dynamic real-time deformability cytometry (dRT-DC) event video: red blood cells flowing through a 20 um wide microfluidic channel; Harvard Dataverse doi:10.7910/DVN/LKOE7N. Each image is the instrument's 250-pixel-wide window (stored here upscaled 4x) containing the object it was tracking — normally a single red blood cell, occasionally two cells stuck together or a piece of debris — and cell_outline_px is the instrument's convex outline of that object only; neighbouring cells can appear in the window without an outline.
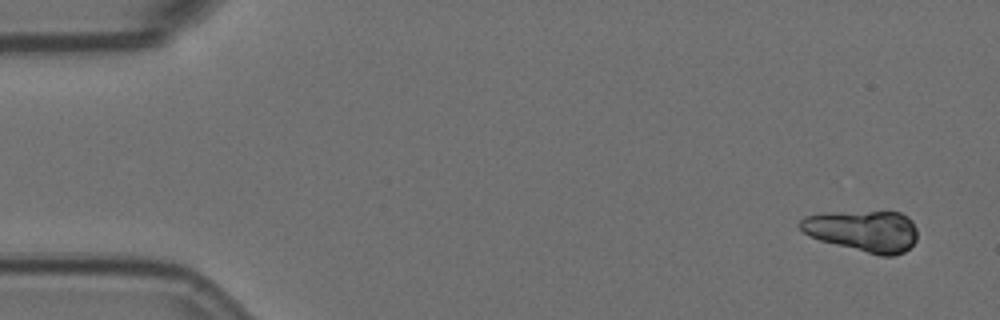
{"species": "Egyptian fruit bat (a non-hibernating species)", "species_latin": "Rousettus aegyptiacus", "temperature_condition": "room temperature", "stored_images_in_passage": 4, "camera_frame_rate_fps": 3000, "um_per_image_px": 0.085, "animal": {"sex": "female"}, "frame": {"image": 1, "passage_image": 1, "time_ms": 0.0, "image_size_px": [1000, 320], "cell_outline_px": [[916, 240], [904, 252], [892, 256], [880, 256], [820, 240], [808, 236], [796, 224], [804, 216], [820, 212], [900, 212], [908, 216], [912, 220], [916, 228]], "centroid_in_image_um": [73.33, 19.62], "position_along_channel_um": 11.7, "area_um2": 28.5}}